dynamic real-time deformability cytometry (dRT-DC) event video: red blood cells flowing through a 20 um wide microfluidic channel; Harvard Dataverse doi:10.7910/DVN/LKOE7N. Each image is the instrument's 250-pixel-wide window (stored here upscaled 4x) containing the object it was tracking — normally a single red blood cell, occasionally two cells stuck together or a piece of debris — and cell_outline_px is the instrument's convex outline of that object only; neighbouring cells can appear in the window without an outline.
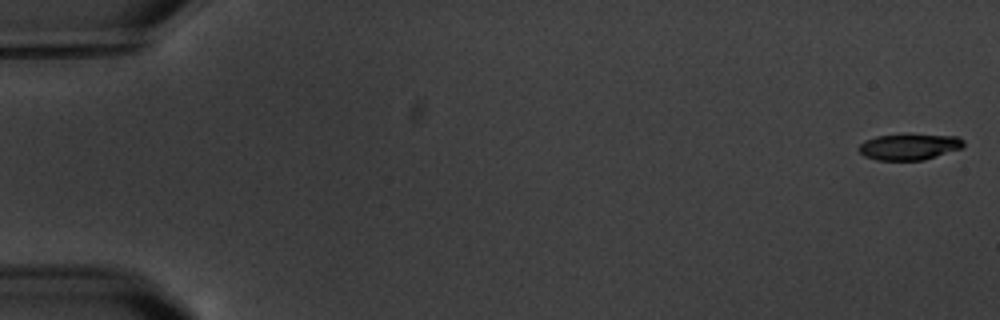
{"species": "common noctule bat (a hibernating species)", "species_latin": "Nyctalus noctula", "temperature_condition": "warm", "stored_images_in_passage": 6, "camera_frame_rate_fps": 3000, "um_per_image_px": 0.085, "animal": {"sex": "male", "body_mass_g": 20.1, "forearm_length_mm": 53.5}, "frame": {"image": 1, "passage_image": 1, "time_ms": 0.0, "image_size_px": [1000, 320], "cell_outline_px": [[964, 144], [960, 148], [924, 160], [876, 160], [864, 156], [856, 148], [864, 140], [876, 136], [960, 136], [964, 140]], "centroid_in_image_um": [77.23, 12.5], "position_along_channel_um": 7.8, "area_um2": 15.43}}
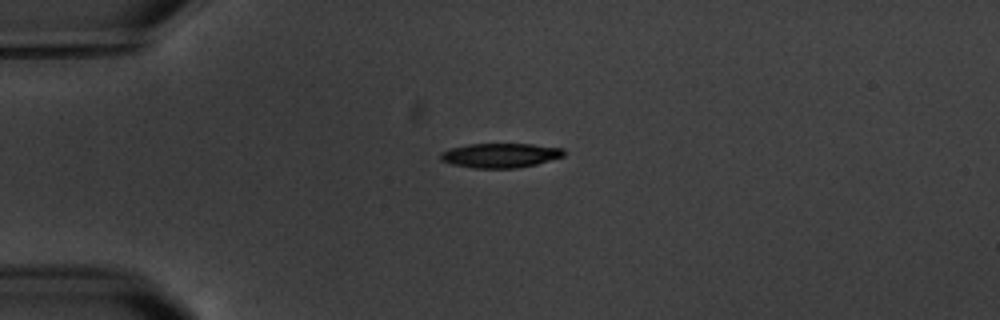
{"frame": {"image": 2, "passage_image": 5, "time_ms": 4.667, "image_size_px": [1000, 320], "cell_outline_px": [[564, 156], [536, 164], [516, 168], [476, 168], [452, 164], [440, 160], [440, 152], [452, 148], [468, 144], [532, 144], [564, 148]], "centroid_in_image_um": [42.53, 13.2], "position_along_channel_um": 42.5, "area_um2": 17.51}}